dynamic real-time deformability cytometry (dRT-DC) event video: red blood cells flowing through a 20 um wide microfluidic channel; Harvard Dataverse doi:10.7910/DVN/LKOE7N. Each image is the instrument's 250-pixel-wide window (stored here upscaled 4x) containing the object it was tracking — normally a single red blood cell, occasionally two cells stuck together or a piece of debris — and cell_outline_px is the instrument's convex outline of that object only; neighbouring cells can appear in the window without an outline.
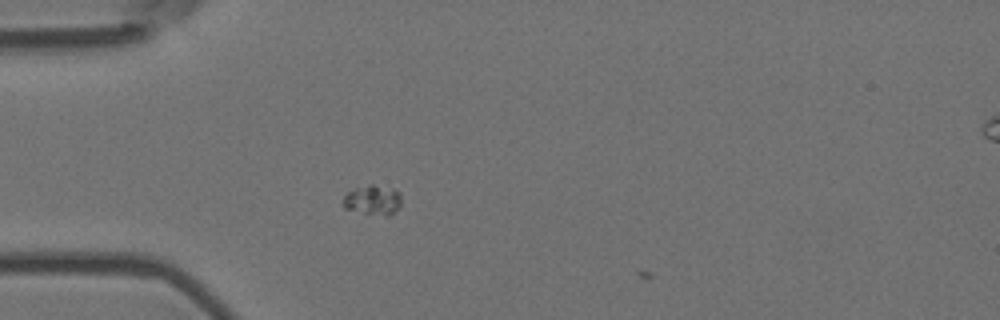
{"species": "Egyptian fruit bat (a non-hibernating species)", "species_latin": "Rousettus aegyptiacus", "temperature_condition": "room temperature", "stored_images_in_passage": 4, "camera_frame_rate_fps": 3000, "um_per_image_px": 0.085, "animal": {"sex": "female"}, "frame": {"image": 1, "passage_image": 3, "time_ms": 0.667, "image_size_px": [1000, 320], "cell_outline_px": [[400, 208], [388, 216], [384, 216], [344, 208], [344, 196], [348, 192], [356, 188], [368, 184], [372, 184], [392, 188], [400, 192]], "centroid_in_image_um": [31.73, 16.99], "position_along_channel_um": 53.3, "area_um2": 10.0}}